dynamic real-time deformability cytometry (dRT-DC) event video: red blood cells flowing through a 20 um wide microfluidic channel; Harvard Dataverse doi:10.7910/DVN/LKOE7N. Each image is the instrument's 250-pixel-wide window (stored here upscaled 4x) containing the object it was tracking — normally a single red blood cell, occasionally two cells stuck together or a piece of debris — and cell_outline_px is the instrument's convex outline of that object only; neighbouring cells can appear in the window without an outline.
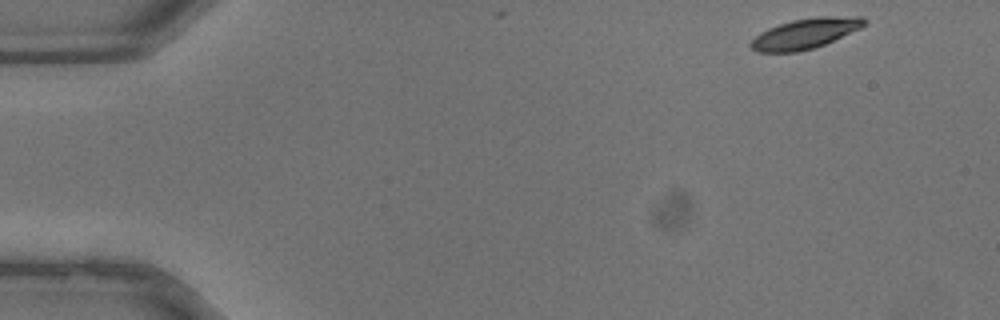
{"species": "common noctule bat (a hibernating species)", "species_latin": "Nyctalus noctula", "temperature_condition": "warm", "stored_images_in_passage": 4, "camera_frame_rate_fps": 3000, "um_per_image_px": 0.085, "animal": {"sex": "male", "body_mass_g": 13.3}, "frame": {"image": 1, "passage_image": 1, "time_ms": 0.0, "image_size_px": [1000, 320], "cell_outline_px": [[868, 20], [860, 28], [824, 44], [812, 48], [796, 52], [756, 52], [748, 44], [760, 32], [768, 28], [792, 20], [816, 16], [864, 16]], "centroid_in_image_um": [68.44, 2.83], "position_along_channel_um": 16.6, "area_um2": 19.94}}